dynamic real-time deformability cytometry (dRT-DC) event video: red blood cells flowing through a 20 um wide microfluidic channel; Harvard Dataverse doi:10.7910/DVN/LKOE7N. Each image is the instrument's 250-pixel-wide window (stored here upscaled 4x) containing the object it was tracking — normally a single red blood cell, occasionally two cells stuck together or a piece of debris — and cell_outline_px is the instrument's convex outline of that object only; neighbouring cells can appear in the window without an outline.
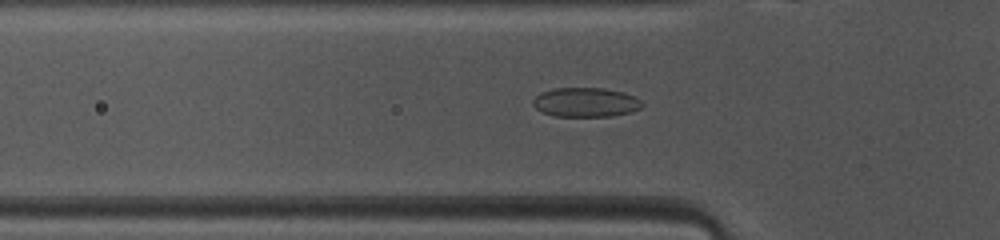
{"species": "common noctule bat (a hibernating species)", "species_latin": "Nyctalus noctula", "temperature_condition": "warm", "stored_images_in_passage": 42, "camera_frame_rate_fps": 3000, "um_per_image_px": 0.085, "animal": {"sex": "female", "body_mass_g": 10.0, "forearm_length_mm": 53.1}, "frame": {"image": 1, "passage_image": 9, "time_ms": 2.667, "image_size_px": [1000, 240], "cell_outline_px": [[644, 104], [640, 108], [632, 112], [612, 116], [556, 116], [544, 112], [536, 108], [532, 104], [532, 100], [540, 92], [552, 88], [604, 88], [624, 92], [640, 100]], "centroid_in_image_um": [49.78, 8.69], "position_along_channel_um": 76.0, "area_um2": 18.67}}
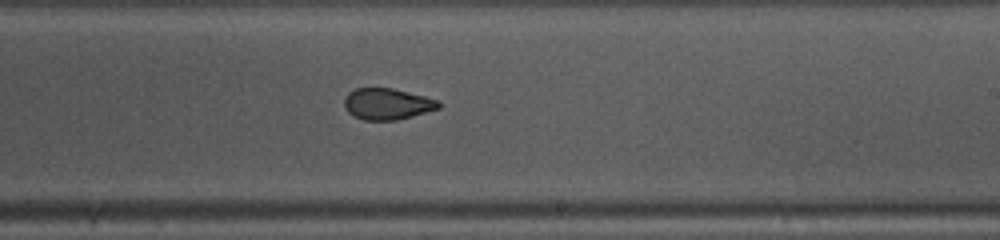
{"frame": {"image": 2, "passage_image": 22, "time_ms": 7.0, "image_size_px": [1000, 240], "cell_outline_px": [[440, 108], [412, 116], [396, 120], [364, 120], [348, 112], [344, 108], [344, 96], [348, 92], [356, 88], [392, 88], [440, 100]], "centroid_in_image_um": [32.9, 8.83], "position_along_channel_um": 256.1, "area_um2": 17.22}}
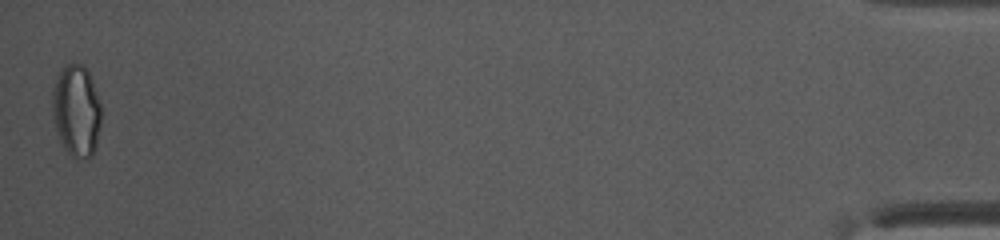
{"frame": {"image": 3, "passage_image": 42, "time_ms": 13.667, "image_size_px": [1000, 240], "cell_outline_px": [[100, 124], [96, 148], [92, 156], [88, 160], [84, 160], [72, 156], [64, 148], [60, 140], [56, 128], [52, 112], [52, 88], [56, 76], [64, 64], [84, 64], [88, 72], [100, 104]], "centroid_in_image_um": [6.48, 9.42], "position_along_channel_um": 428.7, "area_um2": 26.24}, "authors_computed_cell_mechanics": {"area_um2": 18.3515, "velocity_mm_per_s": 4.1292, "shape_relaxation_time_tau1_ms": 8.473, "shape_relaxation_time_tau2_ms": 1.2019, "deformation_change_tau1": 0.1614, "deformation_change_tau2": 0.0689}}